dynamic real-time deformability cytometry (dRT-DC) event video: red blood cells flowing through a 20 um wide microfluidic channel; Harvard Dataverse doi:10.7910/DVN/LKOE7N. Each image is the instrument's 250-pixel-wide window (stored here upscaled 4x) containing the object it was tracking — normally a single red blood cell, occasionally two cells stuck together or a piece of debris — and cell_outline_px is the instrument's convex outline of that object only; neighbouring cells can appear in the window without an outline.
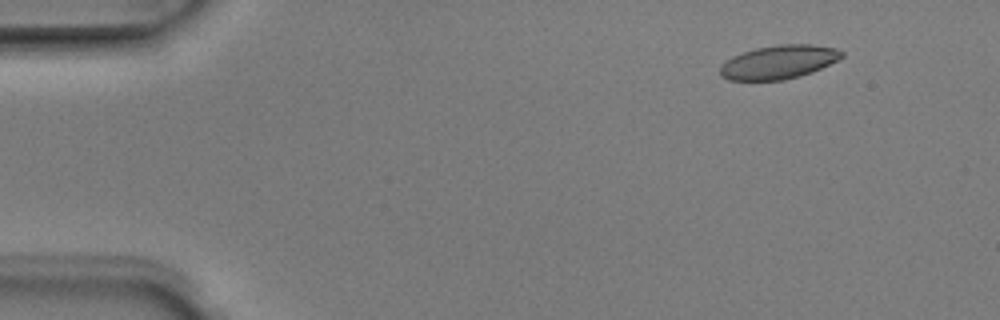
{"species": "Egyptian fruit bat (a non-hibernating species)", "species_latin": "Rousettus aegyptiacus", "temperature_condition": "room temperature", "stored_images_in_passage": 3, "camera_frame_rate_fps": 3000, "um_per_image_px": 0.085, "animal": {"sex": "male"}, "frame": {"image": 1, "passage_image": 1, "time_ms": 0.0, "image_size_px": [1000, 320], "cell_outline_px": [[844, 56], [840, 60], [812, 72], [800, 76], [784, 80], [728, 80], [720, 76], [720, 68], [732, 56], [756, 48], [780, 44], [812, 44], [836, 48], [844, 52]], "centroid_in_image_um": [66.24, 5.27], "position_along_channel_um": 18.8, "area_um2": 23.93}}
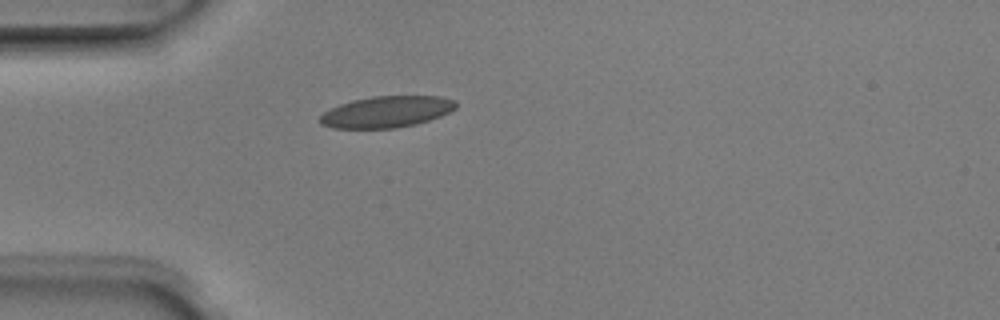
{"frame": {"image": 2, "passage_image": 3, "time_ms": 0.667, "image_size_px": [1000, 320], "cell_outline_px": [[456, 108], [440, 116], [416, 124], [396, 128], [332, 128], [320, 124], [320, 116], [324, 112], [340, 104], [352, 100], [372, 96], [440, 96], [456, 100]], "centroid_in_image_um": [32.86, 9.5], "position_along_channel_um": 52.1, "area_um2": 24.8}}